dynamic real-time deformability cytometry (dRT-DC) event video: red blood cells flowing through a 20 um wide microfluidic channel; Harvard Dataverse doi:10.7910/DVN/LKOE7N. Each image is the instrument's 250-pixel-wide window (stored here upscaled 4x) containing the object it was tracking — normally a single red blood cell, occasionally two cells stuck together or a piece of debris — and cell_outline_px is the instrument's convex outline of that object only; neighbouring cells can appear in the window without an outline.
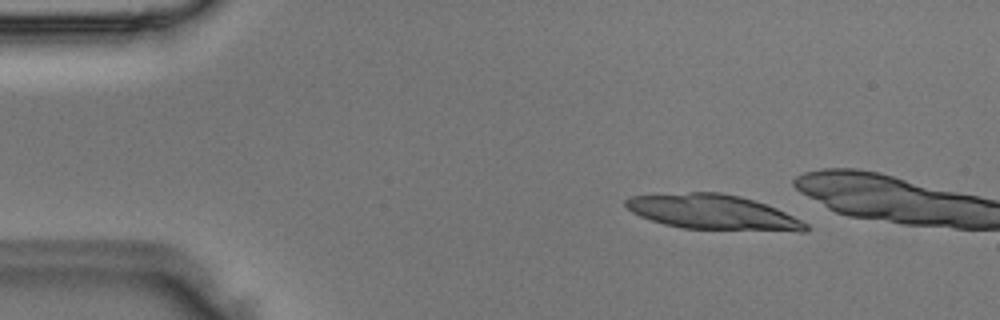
{"species": "Egyptian fruit bat (a non-hibernating species)", "species_latin": "Rousettus aegyptiacus", "temperature_condition": "room temperature", "stored_images_in_passage": 4, "camera_frame_rate_fps": 3000, "um_per_image_px": 0.085, "animal": {"sex": "male"}, "frame": {"image": 1, "passage_image": 2, "time_ms": 0.333, "image_size_px": [1000, 320], "cell_outline_px": [[812, 228], [804, 232], [800, 232], [680, 228], [664, 224], [640, 216], [632, 212], [624, 204], [624, 200], [632, 196], [688, 192], [720, 192], [740, 196], [776, 208], [808, 224]], "centroid_in_image_um": [60.63, 18.05], "position_along_channel_um": 24.4, "area_um2": 36.7}}